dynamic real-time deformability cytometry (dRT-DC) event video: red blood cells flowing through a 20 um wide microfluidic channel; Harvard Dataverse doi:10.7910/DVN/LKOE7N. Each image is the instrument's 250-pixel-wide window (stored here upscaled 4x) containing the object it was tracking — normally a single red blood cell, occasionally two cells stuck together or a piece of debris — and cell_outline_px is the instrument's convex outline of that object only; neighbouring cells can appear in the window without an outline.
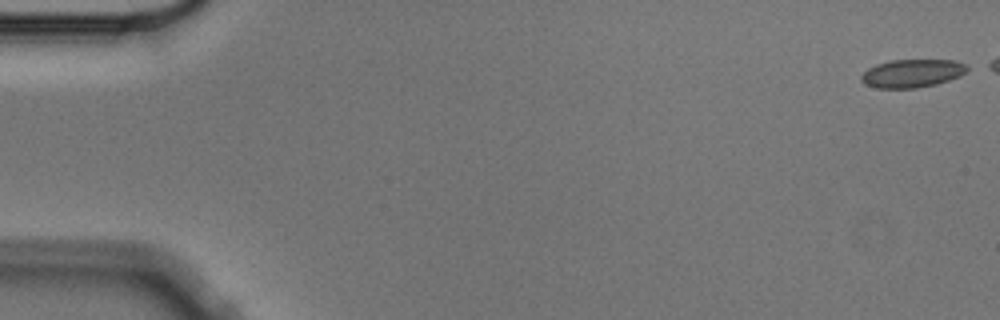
{"species": "Egyptian fruit bat (a non-hibernating species)", "species_latin": "Rousettus aegyptiacus", "temperature_condition": "cold", "stored_images_in_passage": 6, "camera_frame_rate_fps": 3000, "um_per_image_px": 0.085, "animal": {"sex": "male"}, "frame": {"image": 1, "passage_image": 1, "time_ms": 0.0, "image_size_px": [1000, 320], "cell_outline_px": [[972, 68], [960, 76], [936, 84], [916, 88], [876, 88], [864, 84], [860, 80], [860, 76], [868, 68], [876, 64], [892, 60], [952, 60], [964, 64]], "centroid_in_image_um": [77.52, 6.24], "position_along_channel_um": 7.5, "area_um2": 17.46}}
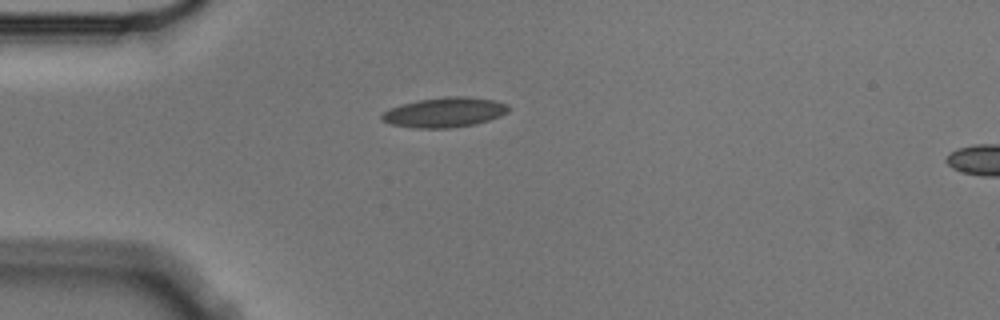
{"frame": {"image": 2, "passage_image": 6, "time_ms": 1.667, "image_size_px": [1000, 320], "cell_outline_px": [[512, 108], [508, 112], [500, 116], [476, 124], [448, 128], [416, 128], [392, 124], [380, 120], [380, 116], [384, 112], [392, 108], [404, 104], [420, 100], [444, 96], [464, 96], [496, 100], [508, 104]], "centroid_in_image_um": [37.85, 9.54], "position_along_channel_um": 47.2, "area_um2": 22.02}}